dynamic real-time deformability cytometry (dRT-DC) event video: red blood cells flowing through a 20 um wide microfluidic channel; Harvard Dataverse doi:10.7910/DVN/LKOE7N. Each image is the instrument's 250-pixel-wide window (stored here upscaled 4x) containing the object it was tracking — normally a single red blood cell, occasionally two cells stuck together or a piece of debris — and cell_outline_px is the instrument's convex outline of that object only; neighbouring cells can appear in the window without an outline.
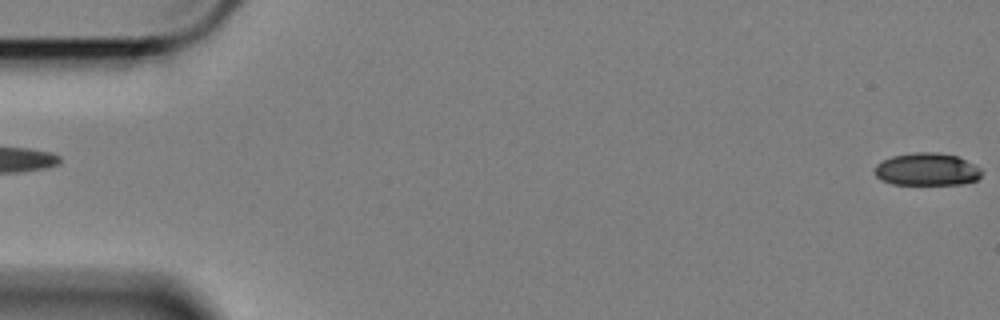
{"species": "Egyptian fruit bat (a non-hibernating species)", "species_latin": "Rousettus aegyptiacus", "temperature_condition": "cold", "stored_images_in_passage": 59, "camera_frame_rate_fps": 3000, "um_per_image_px": 0.085, "animal": {"sex": "female"}, "frame": {"image": 1, "passage_image": 1, "time_ms": 0.0, "image_size_px": [1000, 320], "cell_outline_px": [[984, 172], [976, 180], [960, 184], [892, 184], [880, 180], [876, 176], [876, 164], [892, 156], [912, 152], [936, 152], [956, 156], [980, 168]], "centroid_in_image_um": [78.77, 14.4], "position_along_channel_um": 6.2, "area_um2": 20.17}}
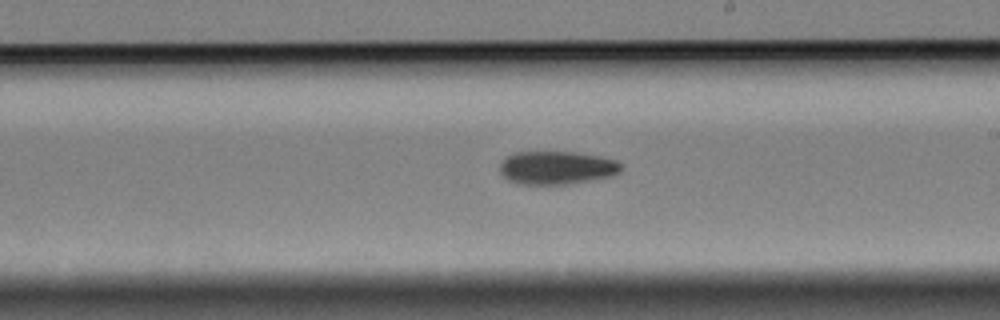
{"frame": {"image": 2, "passage_image": 34, "time_ms": 11.0, "image_size_px": [1000, 320], "cell_outline_px": [[624, 168], [620, 172], [612, 176], [572, 184], [516, 184], [508, 180], [500, 172], [500, 164], [512, 152], [576, 152], [600, 156], [616, 160], [624, 164]], "centroid_in_image_um": [47.37, 14.26], "position_along_channel_um": 241.6, "area_um2": 23.81}}
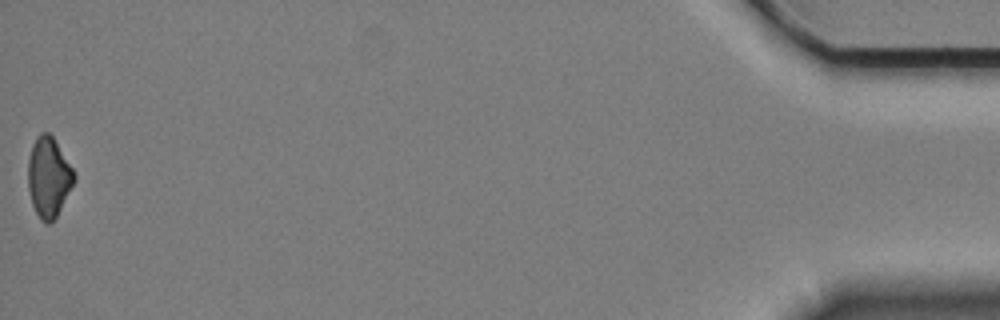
{"frame": {"image": 3, "passage_image": 59, "time_ms": 19.333, "image_size_px": [1000, 320], "cell_outline_px": [[76, 180], [56, 216], [48, 224], [40, 220], [32, 204], [28, 188], [28, 160], [32, 144], [36, 136], [40, 132], [48, 132], [52, 136], [72, 168], [76, 176]], "centroid_in_image_um": [4.12, 15.05], "position_along_channel_um": 431.1, "area_um2": 21.33}, "authors_computed_cell_mechanics": {"area_um2": 22.542, "velocity_mm_per_s": 3.415, "shape_relaxation_time_tau1_ms": 3.871, "shape_relaxation_time_tau2_ms": null, "deformation_change_tau1": 0.0851, "deformation_change_tau2": null}}